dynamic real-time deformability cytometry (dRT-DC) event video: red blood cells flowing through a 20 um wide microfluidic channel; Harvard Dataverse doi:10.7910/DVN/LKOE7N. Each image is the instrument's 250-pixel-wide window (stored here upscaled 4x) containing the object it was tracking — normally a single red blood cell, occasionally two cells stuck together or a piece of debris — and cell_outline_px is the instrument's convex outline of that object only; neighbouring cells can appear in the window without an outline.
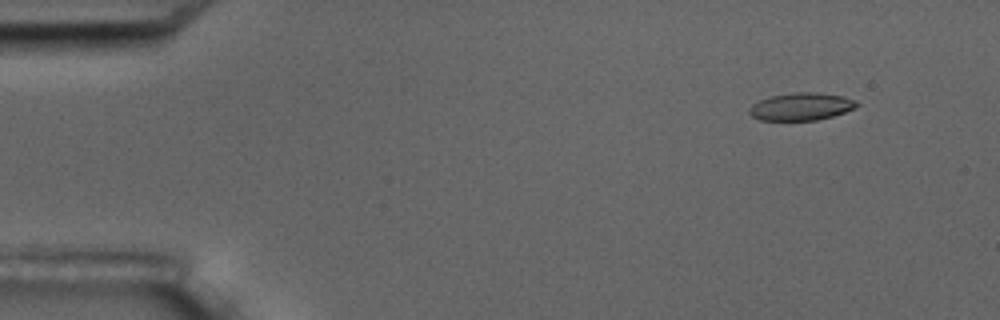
{"species": "common noctule bat (a hibernating species)", "species_latin": "Nyctalus noctula", "temperature_condition": "room temperature", "stored_images_in_passage": 5, "camera_frame_rate_fps": 3000, "um_per_image_px": 0.085, "animal": {"sex": "male", "body_mass_g": 17.5, "forearm_length_mm": 52.3}, "frame": {"image": 1, "passage_image": 2, "time_ms": 1.0, "image_size_px": [1000, 320], "cell_outline_px": [[860, 104], [856, 108], [832, 116], [816, 120], [760, 120], [752, 116], [748, 112], [748, 108], [752, 104], [760, 100], [772, 96], [792, 92], [816, 92], [844, 96], [856, 100]], "centroid_in_image_um": [68.12, 9.05], "position_along_channel_um": 16.9, "area_um2": 17.34}}
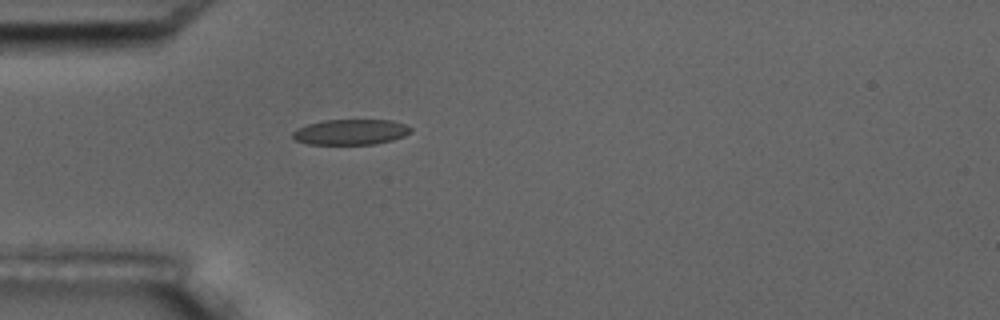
{"frame": {"image": 2, "passage_image": 5, "time_ms": 4.667, "image_size_px": [1000, 320], "cell_outline_px": [[412, 132], [404, 136], [392, 140], [376, 144], [308, 144], [296, 140], [292, 136], [292, 132], [296, 128], [308, 124], [324, 120], [392, 120], [408, 124], [412, 128]], "centroid_in_image_um": [29.85, 11.21], "position_along_channel_um": 55.2, "area_um2": 17.69}}